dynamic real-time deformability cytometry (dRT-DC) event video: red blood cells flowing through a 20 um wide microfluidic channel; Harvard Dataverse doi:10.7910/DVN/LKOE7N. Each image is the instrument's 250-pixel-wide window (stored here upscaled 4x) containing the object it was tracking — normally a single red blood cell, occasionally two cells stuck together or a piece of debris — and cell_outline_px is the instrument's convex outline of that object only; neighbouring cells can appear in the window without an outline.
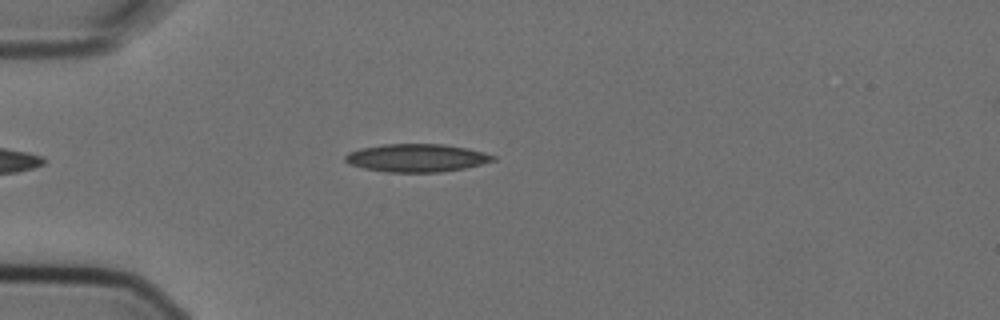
{"species": "Egyptian fruit bat (a non-hibernating species)", "species_latin": "Rousettus aegyptiacus", "temperature_condition": "cold", "stored_images_in_passage": 4, "camera_frame_rate_fps": 3000, "um_per_image_px": 0.085, "animal": {"sex": "female"}, "frame": {"image": 1, "passage_image": 4, "time_ms": 1.0, "image_size_px": [1000, 320], "cell_outline_px": [[496, 160], [464, 168], [440, 172], [384, 172], [364, 168], [348, 164], [344, 160], [344, 156], [348, 152], [360, 148], [384, 144], [444, 144], [468, 148], [484, 152], [496, 156]], "centroid_in_image_um": [35.39, 13.42], "position_along_channel_um": 49.6, "area_um2": 24.22}}